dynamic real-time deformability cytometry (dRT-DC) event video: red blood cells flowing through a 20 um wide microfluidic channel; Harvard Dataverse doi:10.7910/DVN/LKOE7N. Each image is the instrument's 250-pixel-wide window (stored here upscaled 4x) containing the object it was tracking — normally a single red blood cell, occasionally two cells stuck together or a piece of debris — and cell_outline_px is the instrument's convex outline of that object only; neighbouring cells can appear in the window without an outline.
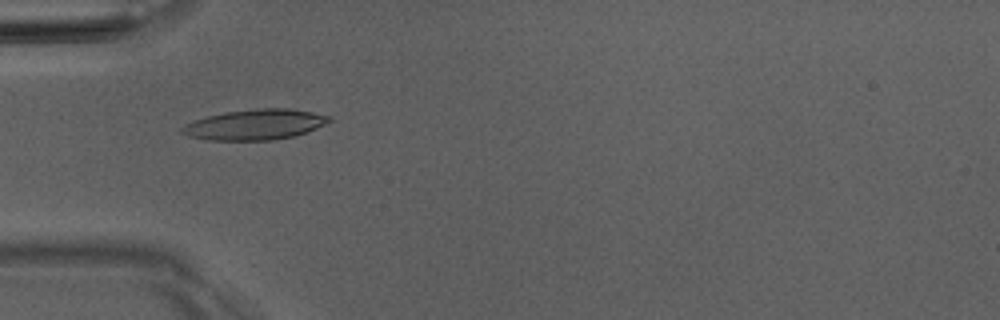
{"species": "Egyptian fruit bat (a non-hibernating species)", "species_latin": "Rousettus aegyptiacus", "temperature_condition": "room temperature", "stored_images_in_passage": 5, "camera_frame_rate_fps": 3000, "um_per_image_px": 0.085, "animal": {"sex": "male"}, "frame": {"image": 1, "passage_image": 5, "time_ms": 4.667, "image_size_px": [1000, 320], "cell_outline_px": [[332, 120], [316, 128], [292, 136], [272, 140], [208, 140], [188, 136], [180, 132], [180, 128], [184, 124], [208, 116], [224, 112], [256, 108], [288, 108], [312, 112], [332, 116]], "centroid_in_image_um": [21.65, 10.58], "position_along_channel_um": 63.3, "area_um2": 26.01}}